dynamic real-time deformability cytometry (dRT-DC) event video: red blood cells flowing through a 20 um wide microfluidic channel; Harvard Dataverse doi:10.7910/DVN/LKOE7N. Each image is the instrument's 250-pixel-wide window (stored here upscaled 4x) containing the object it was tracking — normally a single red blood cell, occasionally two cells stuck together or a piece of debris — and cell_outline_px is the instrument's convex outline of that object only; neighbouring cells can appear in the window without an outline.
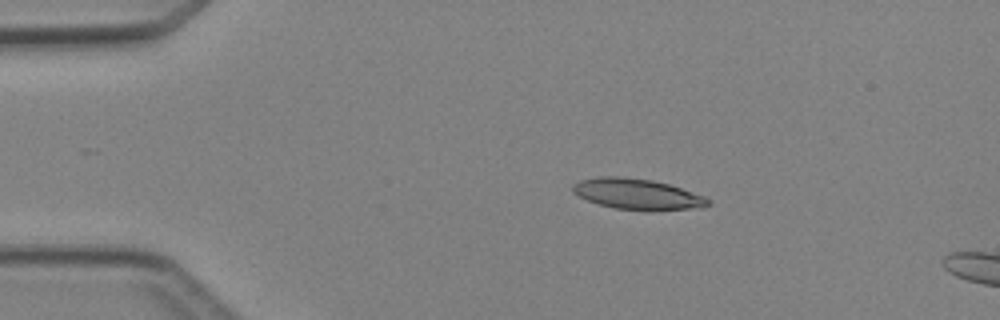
{"species": "Egyptian fruit bat (a non-hibernating species)", "species_latin": "Rousettus aegyptiacus", "temperature_condition": "cold", "stored_images_in_passage": 2, "camera_frame_rate_fps": 3000, "um_per_image_px": 0.085, "animal": {"sex": "female"}, "frame": {"image": 1, "passage_image": 1, "time_ms": 0.0, "image_size_px": [1000, 320], "cell_outline_px": [[712, 204], [704, 208], [652, 212], [616, 208], [600, 204], [588, 200], [572, 192], [572, 184], [580, 180], [600, 176], [616, 176], [652, 180], [668, 184], [704, 196], [712, 200]], "centroid_in_image_um": [54.25, 16.53], "position_along_channel_um": 30.8, "area_um2": 24.62}}